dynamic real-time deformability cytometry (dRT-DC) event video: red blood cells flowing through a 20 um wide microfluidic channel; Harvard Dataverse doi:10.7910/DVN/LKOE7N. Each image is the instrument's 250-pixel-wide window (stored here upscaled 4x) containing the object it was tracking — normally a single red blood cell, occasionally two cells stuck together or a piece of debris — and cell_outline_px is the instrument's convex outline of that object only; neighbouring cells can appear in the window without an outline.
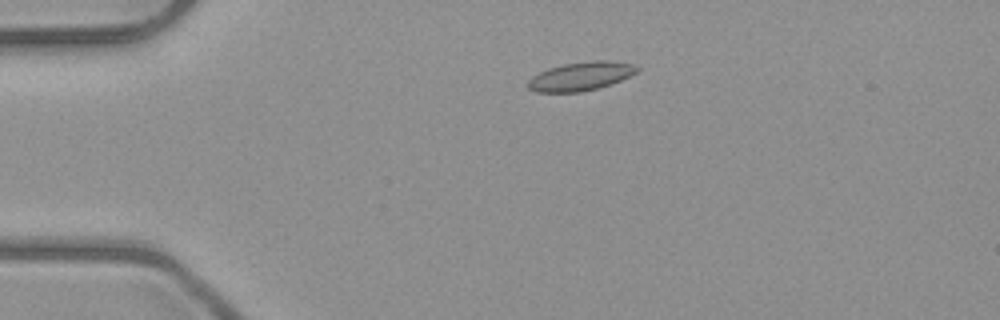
{"species": "common noctule bat (a hibernating species)", "species_latin": "Nyctalus noctula", "temperature_condition": "room temperature", "stored_images_in_passage": 4, "camera_frame_rate_fps": 3000, "um_per_image_px": 0.085, "animal": {"sex": "male", "body_mass_g": 23.1, "forearm_length_mm": 52.7}, "frame": {"image": 1, "passage_image": 2, "time_ms": 1.333, "image_size_px": [1000, 320], "cell_outline_px": [[640, 68], [636, 72], [620, 80], [600, 88], [580, 92], [536, 92], [528, 88], [524, 84], [532, 76], [548, 68], [564, 64], [592, 60], [608, 60], [636, 64]], "centroid_in_image_um": [49.34, 6.48], "position_along_channel_um": 35.7, "area_um2": 18.38}}
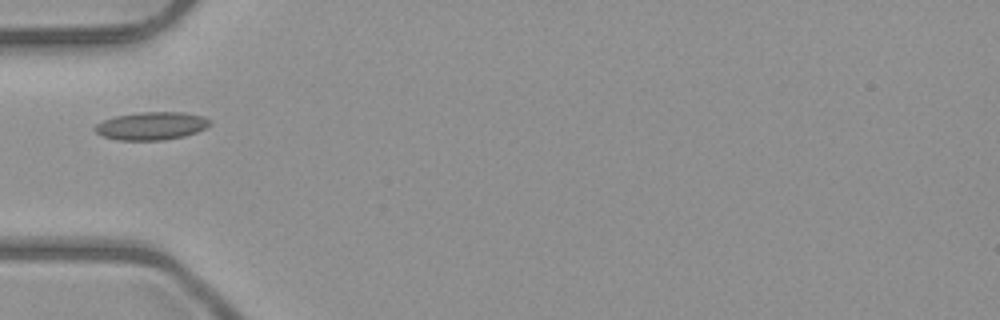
{"frame": {"image": 2, "passage_image": 4, "time_ms": 3.333, "image_size_px": [1000, 320], "cell_outline_px": [[212, 124], [196, 132], [184, 136], [164, 140], [120, 140], [104, 136], [96, 132], [92, 128], [96, 124], [104, 120], [116, 116], [140, 112], [184, 112], [204, 116], [212, 120]], "centroid_in_image_um": [12.91, 10.69], "position_along_channel_um": 72.1, "area_um2": 18.73}}